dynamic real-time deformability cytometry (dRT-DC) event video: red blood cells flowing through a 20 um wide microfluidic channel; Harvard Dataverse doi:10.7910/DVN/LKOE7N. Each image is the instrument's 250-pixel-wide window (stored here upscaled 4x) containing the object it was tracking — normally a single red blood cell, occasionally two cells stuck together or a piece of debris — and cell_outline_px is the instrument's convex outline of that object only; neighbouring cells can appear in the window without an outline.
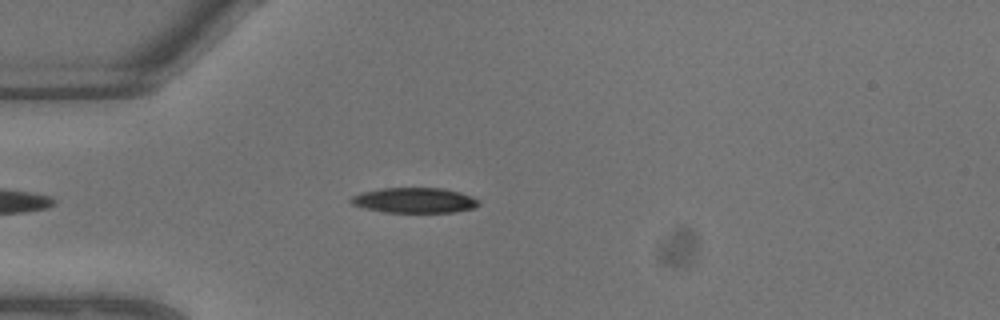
{"species": "common noctule bat (a hibernating species)", "species_latin": "Nyctalus noctula", "temperature_condition": "warm", "stored_images_in_passage": 3, "camera_frame_rate_fps": 3000, "um_per_image_px": 0.085, "animal": {"sex": "male", "body_mass_g": 13.3}, "frame": {"image": 1, "passage_image": 1, "time_ms": 0.0, "image_size_px": [1000, 320], "cell_outline_px": [[480, 204], [476, 208], [456, 212], [384, 212], [364, 208], [352, 204], [348, 200], [352, 196], [360, 192], [384, 188], [444, 188], [460, 192], [472, 196], [480, 200]], "centroid_in_image_um": [35.26, 17.02], "position_along_channel_um": 49.7, "area_um2": 19.02}}
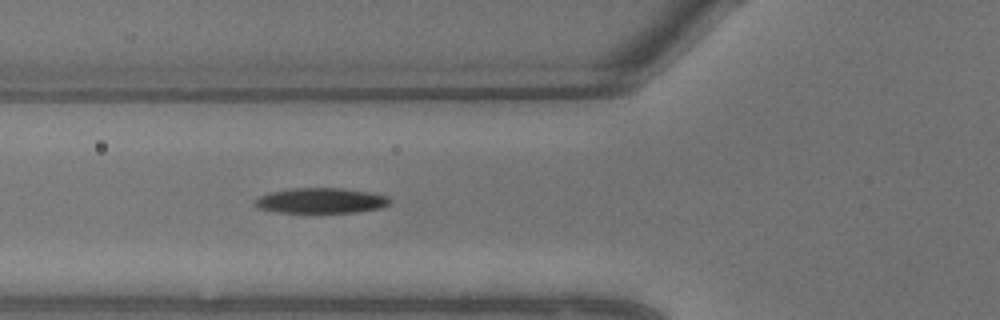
{"frame": {"image": 2, "passage_image": 3, "time_ms": 0.667, "image_size_px": [1000, 320], "cell_outline_px": [[392, 200], [388, 204], [380, 208], [356, 212], [276, 212], [256, 208], [252, 204], [260, 196], [268, 192], [292, 188], [344, 188], [368, 192], [388, 196]], "centroid_in_image_um": [27.24, 17.05], "position_along_channel_um": 98.6, "area_um2": 19.94}}